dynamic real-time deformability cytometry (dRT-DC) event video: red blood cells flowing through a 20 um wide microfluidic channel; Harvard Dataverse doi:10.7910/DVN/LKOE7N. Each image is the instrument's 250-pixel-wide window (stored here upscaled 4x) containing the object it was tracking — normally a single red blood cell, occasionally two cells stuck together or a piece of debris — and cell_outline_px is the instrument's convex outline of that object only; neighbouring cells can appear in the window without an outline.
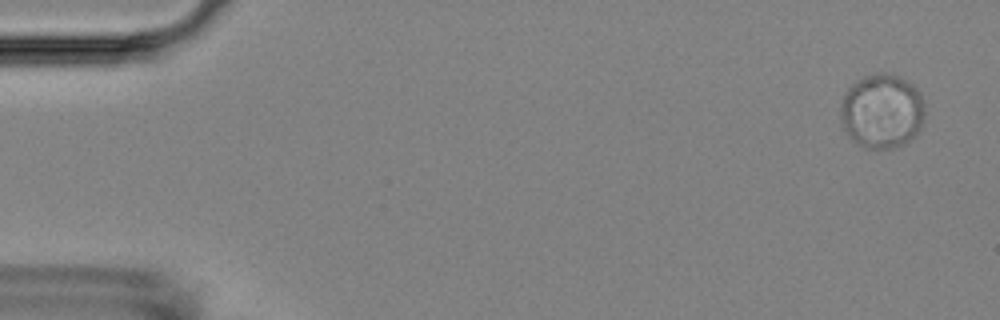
{"species": "Egyptian fruit bat (a non-hibernating species)", "species_latin": "Rousettus aegyptiacus", "temperature_condition": "room temperature", "stored_images_in_passage": 56, "camera_frame_rate_fps": 3000, "um_per_image_px": 0.085, "animal": {"sex": "female"}, "frame": {"image": 1, "passage_image": 2, "time_ms": 0.333, "image_size_px": [1000, 320], "cell_outline_px": [[924, 116], [920, 128], [916, 136], [904, 144], [888, 148], [868, 148], [852, 140], [848, 136], [844, 128], [840, 116], [840, 104], [848, 88], [856, 80], [864, 76], [880, 72], [888, 72], [900, 76], [912, 84], [920, 92], [924, 104]], "centroid_in_image_um": [74.97, 9.42], "position_along_channel_um": 10.0, "area_um2": 36.82}}
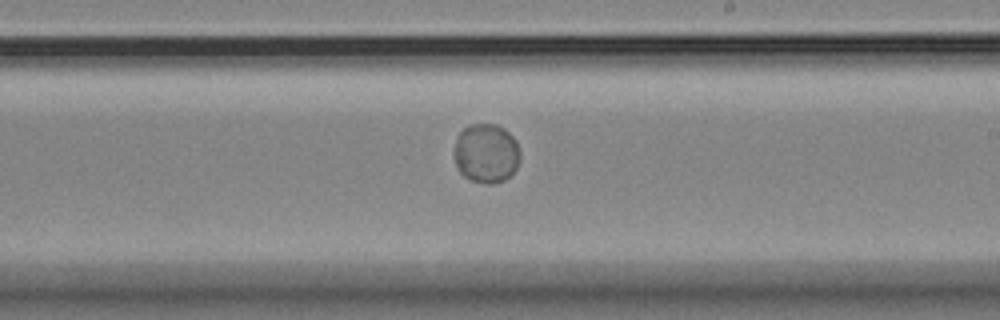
{"frame": {"image": 2, "passage_image": 33, "time_ms": 10.667, "image_size_px": [1000, 320], "cell_outline_px": [[520, 160], [516, 168], [504, 180], [492, 184], [484, 184], [472, 180], [464, 176], [460, 172], [456, 164], [456, 136], [468, 124], [496, 124], [504, 128], [516, 140], [520, 152]], "centroid_in_image_um": [41.35, 13.02], "position_along_channel_um": 247.7, "area_um2": 22.72}}
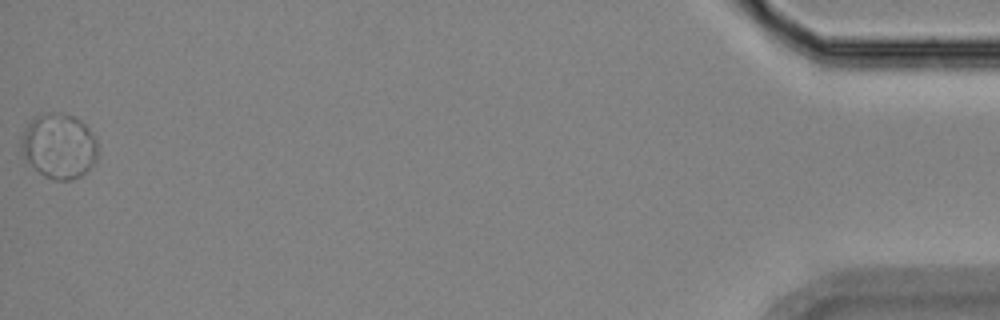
{"frame": {"image": 3, "passage_image": 56, "time_ms": 18.333, "image_size_px": [1000, 320], "cell_outline_px": [[96, 160], [80, 176], [68, 180], [56, 180], [44, 176], [20, 152], [20, 136], [24, 128], [32, 116], [48, 112], [60, 112], [72, 116], [80, 120], [88, 128], [96, 140]], "centroid_in_image_um": [4.95, 12.37], "position_along_channel_um": 430.2, "area_um2": 28.96}}